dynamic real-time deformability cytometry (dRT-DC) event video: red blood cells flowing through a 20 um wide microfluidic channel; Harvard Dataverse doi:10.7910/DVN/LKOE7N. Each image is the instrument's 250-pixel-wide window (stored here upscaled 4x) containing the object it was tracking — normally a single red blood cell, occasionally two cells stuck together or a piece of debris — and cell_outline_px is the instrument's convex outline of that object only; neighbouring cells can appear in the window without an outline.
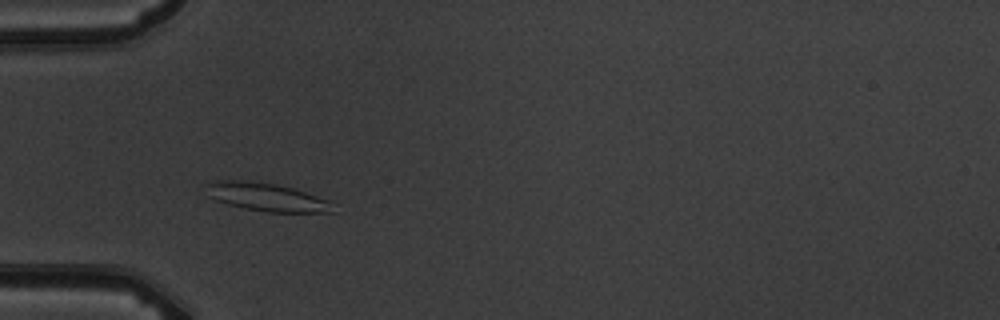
{"species": "common noctule bat (a hibernating species)", "species_latin": "Nyctalus noctula", "temperature_condition": "warm", "stored_images_in_passage": 6, "camera_frame_rate_fps": 3000, "um_per_image_px": 0.085, "animal": {"sex": "male", "body_mass_g": 19.5, "forearm_length_mm": 54.6}, "frame": {"image": 1, "passage_image": 2, "time_ms": 1.0, "image_size_px": [1000, 320], "cell_outline_px": [[336, 212], [268, 212], [244, 208], [228, 204], [216, 200], [208, 196], [204, 184], [216, 180], [244, 180], [276, 184], [292, 188], [328, 200]], "centroid_in_image_um": [22.6, 16.74], "position_along_channel_um": 62.4, "area_um2": 20.69}}
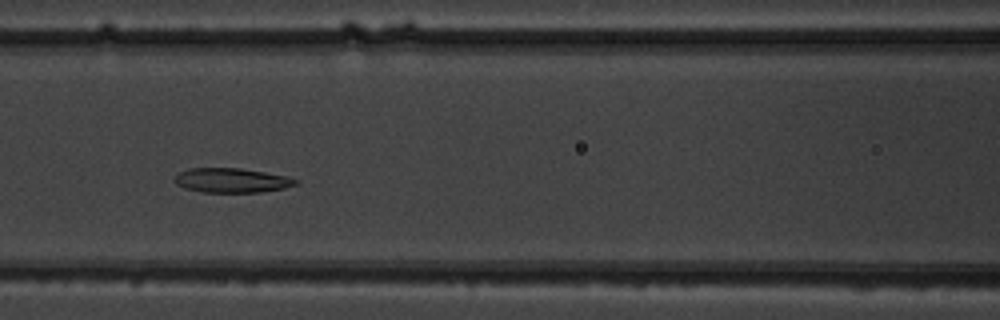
{"frame": {"image": 2, "passage_image": 4, "time_ms": 3.333, "image_size_px": [1000, 320], "cell_outline_px": [[300, 180], [296, 184], [284, 188], [260, 192], [200, 192], [184, 188], [176, 184], [172, 180], [180, 172], [188, 168], [240, 168], [288, 176]], "centroid_in_image_um": [19.68, 15.33], "position_along_channel_um": 146.9, "area_um2": 17.34}}
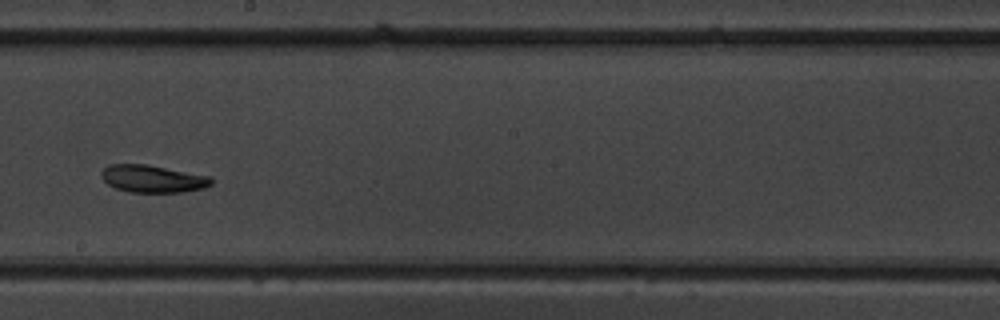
{"frame": {"image": 3, "passage_image": 6, "time_ms": 5.667, "image_size_px": [1000, 320], "cell_outline_px": [[212, 184], [204, 188], [180, 192], [128, 192], [116, 188], [108, 184], [100, 176], [100, 172], [108, 164], [148, 164], [212, 176]], "centroid_in_image_um": [12.98, 15.18], "position_along_channel_um": 235.2, "area_um2": 17.74}}